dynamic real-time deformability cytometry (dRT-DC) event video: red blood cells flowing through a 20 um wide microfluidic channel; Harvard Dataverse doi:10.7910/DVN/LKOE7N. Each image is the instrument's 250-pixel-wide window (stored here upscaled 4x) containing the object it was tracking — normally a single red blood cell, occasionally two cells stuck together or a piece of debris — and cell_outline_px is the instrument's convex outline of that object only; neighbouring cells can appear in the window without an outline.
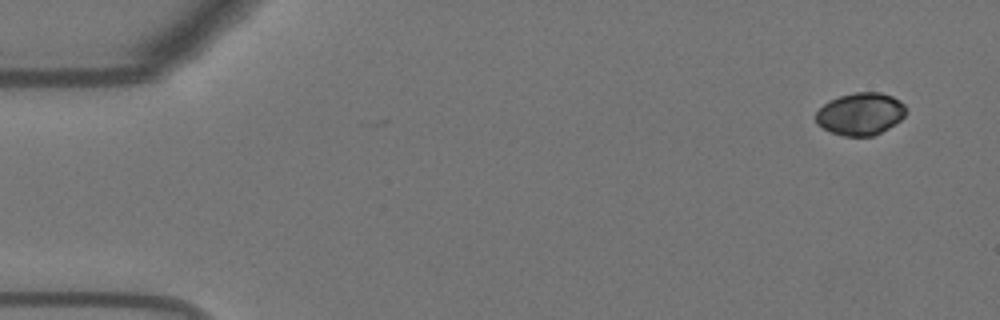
{"species": "Egyptian fruit bat (a non-hibernating species)", "species_latin": "Rousettus aegyptiacus", "temperature_condition": "warm", "stored_images_in_passage": 54, "camera_frame_rate_fps": 3000, "um_per_image_px": 0.085, "animal": {"sex": "female"}, "frame": {"image": 1, "passage_image": 1, "time_ms": 0.0, "image_size_px": [1000, 320], "cell_outline_px": [[904, 116], [900, 120], [888, 128], [872, 136], [844, 136], [832, 132], [816, 124], [816, 112], [828, 100], [840, 96], [856, 92], [880, 92], [892, 96], [900, 100], [904, 104]], "centroid_in_image_um": [73.12, 9.67], "position_along_channel_um": 11.9, "area_um2": 22.08}}
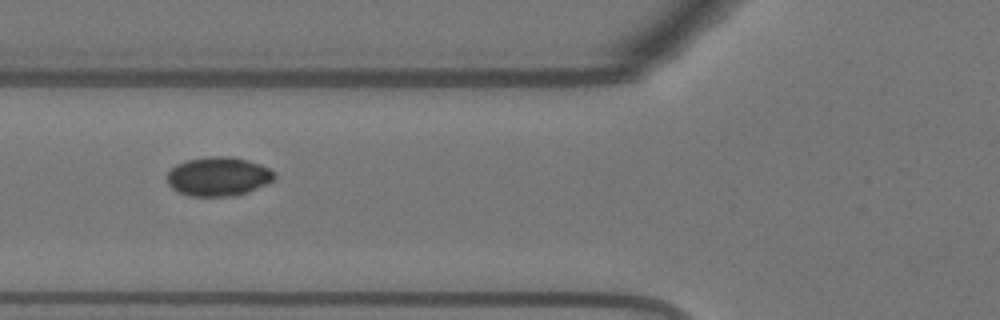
{"frame": {"image": 2, "passage_image": 19, "time_ms": 6.0, "image_size_px": [1000, 320], "cell_outline_px": [[276, 176], [272, 180], [264, 184], [244, 192], [232, 196], [188, 196], [172, 188], [168, 184], [168, 172], [176, 164], [188, 160], [212, 156], [232, 156], [248, 160], [260, 164], [276, 172]], "centroid_in_image_um": [18.54, 14.99], "position_along_channel_um": 107.3, "area_um2": 24.1}}
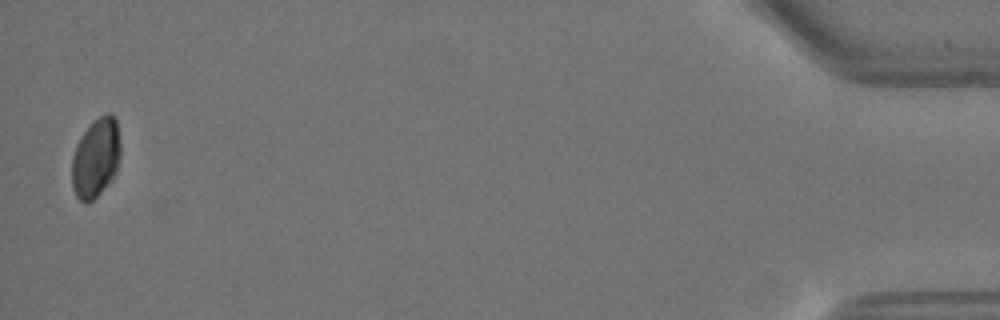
{"frame": {"image": 3, "passage_image": 53, "time_ms": 17.333, "image_size_px": [1000, 320], "cell_outline_px": [[120, 156], [116, 172], [112, 180], [88, 204], [84, 204], [76, 196], [72, 188], [72, 156], [76, 144], [80, 136], [100, 116], [108, 112], [116, 120], [120, 144]], "centroid_in_image_um": [8.13, 13.46], "position_along_channel_um": 427.1, "area_um2": 22.43}, "authors_computed_cell_mechanics": {"area_um2": 23.0333, "velocity_mm_per_s": 3.631, "shape_relaxation_time_tau1_ms": 5.0632, "shape_relaxation_time_tau2_ms": 3.0828, "deformation_change_tau1": 0.1293, "deformation_change_tau2": null}}